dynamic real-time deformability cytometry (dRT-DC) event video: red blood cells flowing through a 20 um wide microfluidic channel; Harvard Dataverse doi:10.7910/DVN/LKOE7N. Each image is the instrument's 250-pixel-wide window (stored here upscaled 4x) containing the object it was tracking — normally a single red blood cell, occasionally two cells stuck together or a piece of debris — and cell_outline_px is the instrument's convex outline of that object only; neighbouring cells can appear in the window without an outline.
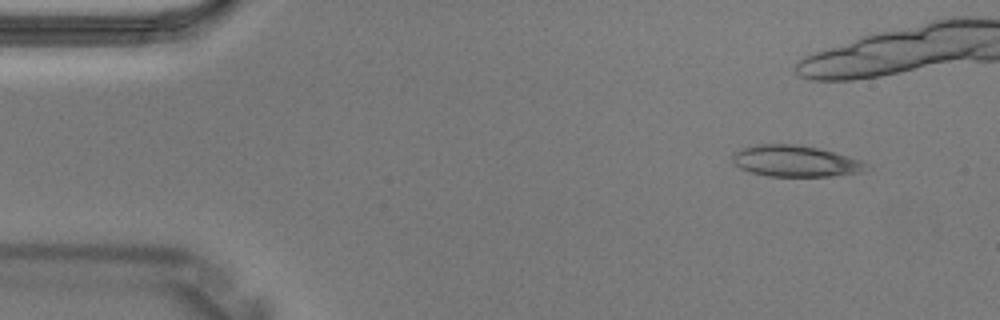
{"species": "Egyptian fruit bat (a non-hibernating species)", "species_latin": "Rousettus aegyptiacus", "temperature_condition": "warm", "stored_images_in_passage": 3, "camera_frame_rate_fps": 3000, "um_per_image_px": 0.085, "animal": {"sex": "male"}, "frame": {"image": 1, "passage_image": 1, "time_ms": 0.0, "image_size_px": [1000, 320], "cell_outline_px": [[864, 164], [860, 172], [832, 176], [768, 176], [752, 172], [740, 168], [732, 160], [732, 156], [736, 152], [744, 148], [756, 144], [792, 144], [816, 148], [848, 156], [860, 160]], "centroid_in_image_um": [67.54, 13.69], "position_along_channel_um": 17.5, "area_um2": 23.7}}